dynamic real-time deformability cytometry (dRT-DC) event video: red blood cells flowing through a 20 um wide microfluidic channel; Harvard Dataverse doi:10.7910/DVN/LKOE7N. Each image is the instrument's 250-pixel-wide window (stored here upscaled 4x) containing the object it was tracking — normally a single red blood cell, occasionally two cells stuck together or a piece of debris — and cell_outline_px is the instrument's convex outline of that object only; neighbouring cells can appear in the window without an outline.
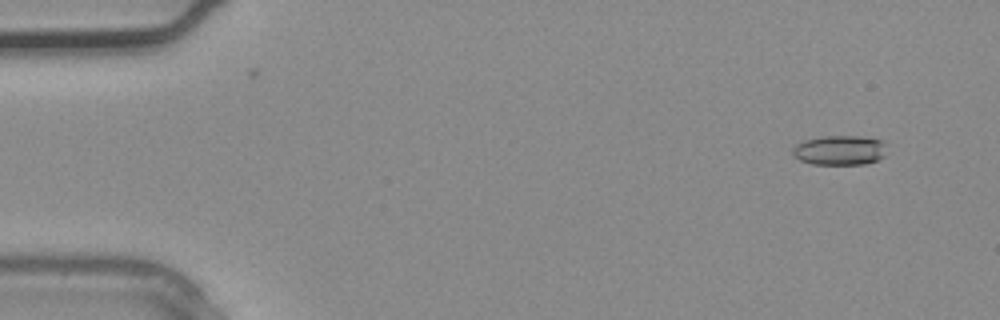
{"species": "common noctule bat (a hibernating species)", "species_latin": "Nyctalus noctula", "temperature_condition": "warm", "stored_images_in_passage": 4, "camera_frame_rate_fps": 3000, "um_per_image_px": 0.085, "animal": {"sex": "male", "body_mass_g": 20.4}, "frame": {"image": 1, "passage_image": 1, "time_ms": 0.0, "image_size_px": [1000, 320], "cell_outline_px": [[888, 156], [864, 164], [812, 164], [800, 160], [792, 156], [792, 148], [796, 144], [804, 140], [824, 136], [860, 136], [880, 140], [884, 144]], "centroid_in_image_um": [71.37, 12.77], "position_along_channel_um": 13.6, "area_um2": 16.42}}
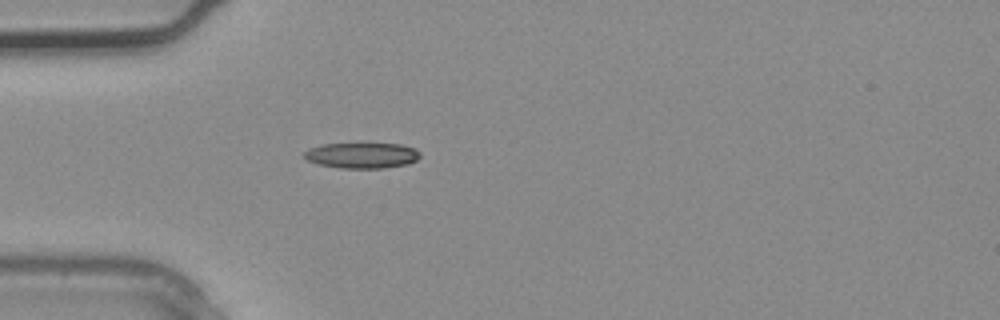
{"frame": {"image": 2, "passage_image": 3, "time_ms": 0.667, "image_size_px": [1000, 320], "cell_outline_px": [[420, 156], [416, 160], [408, 164], [384, 168], [340, 168], [320, 164], [308, 160], [304, 156], [304, 152], [308, 148], [324, 144], [400, 144], [416, 148], [420, 152]], "centroid_in_image_um": [30.79, 13.21], "position_along_channel_um": 54.2, "area_um2": 17.22}}